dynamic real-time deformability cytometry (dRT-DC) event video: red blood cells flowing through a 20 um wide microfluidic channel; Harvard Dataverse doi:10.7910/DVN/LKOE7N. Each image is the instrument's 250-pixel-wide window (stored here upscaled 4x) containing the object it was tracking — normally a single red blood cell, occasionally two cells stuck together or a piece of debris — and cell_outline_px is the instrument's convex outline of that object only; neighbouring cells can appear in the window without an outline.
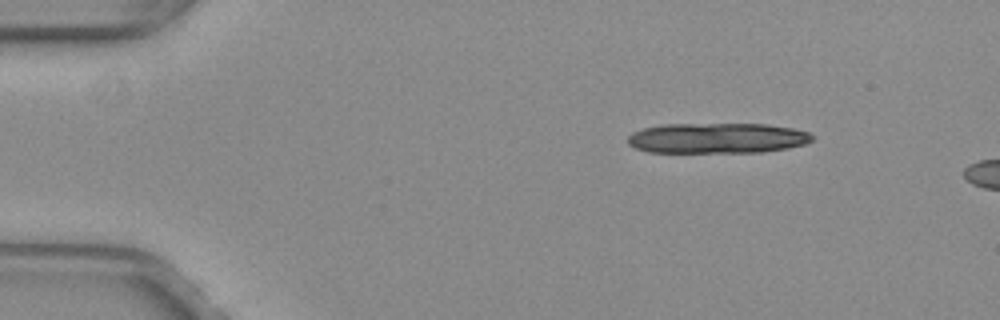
{"species": "common noctule bat (a hibernating species)", "species_latin": "Nyctalus noctula", "temperature_condition": "warm", "stored_images_in_passage": 5, "camera_frame_rate_fps": 3000, "um_per_image_px": 0.085, "animal": {"sex": "female", "body_mass_g": 29.2, "forearm_length_mm": 56.3}, "frame": {"image": 1, "passage_image": 1, "time_ms": 0.0, "image_size_px": [1000, 320], "cell_outline_px": [[812, 140], [804, 144], [788, 148], [760, 152], [648, 152], [636, 148], [628, 144], [628, 136], [632, 132], [644, 128], [660, 124], [768, 124], [792, 128], [808, 132], [812, 136]], "centroid_in_image_um": [60.93, 11.73], "position_along_channel_um": 24.1, "area_um2": 32.66}}